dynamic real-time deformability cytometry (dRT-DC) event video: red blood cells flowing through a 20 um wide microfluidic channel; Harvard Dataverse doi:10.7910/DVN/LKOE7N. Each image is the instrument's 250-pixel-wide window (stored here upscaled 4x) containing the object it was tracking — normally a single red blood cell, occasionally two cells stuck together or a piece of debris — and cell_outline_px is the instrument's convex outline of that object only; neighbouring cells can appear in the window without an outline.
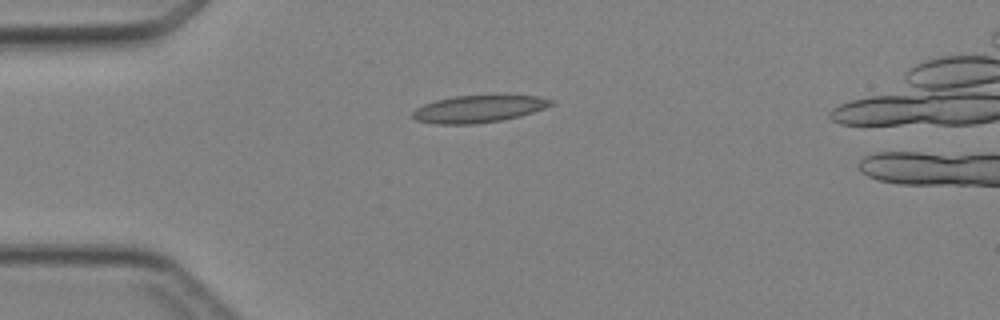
{"species": "Egyptian fruit bat (a non-hibernating species)", "species_latin": "Rousettus aegyptiacus", "temperature_condition": "cold", "stored_images_in_passage": 3, "camera_frame_rate_fps": 3000, "um_per_image_px": 0.085, "animal": {"sex": "female"}, "frame": {"image": 1, "passage_image": 1, "time_ms": 0.0, "image_size_px": [1000, 320], "cell_outline_px": [[556, 104], [520, 116], [500, 120], [472, 124], [436, 124], [416, 120], [412, 116], [412, 112], [416, 108], [424, 104], [436, 100], [452, 96], [536, 96], [552, 100]], "centroid_in_image_um": [40.65, 9.26], "position_along_channel_um": 44.4, "area_um2": 21.62}}
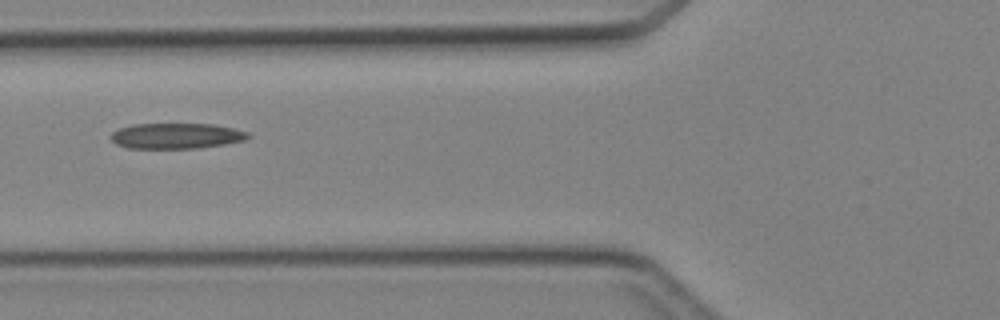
{"frame": {"image": 2, "passage_image": 3, "time_ms": 2.0, "image_size_px": [1000, 320], "cell_outline_px": [[252, 136], [244, 140], [224, 144], [196, 148], [128, 148], [116, 144], [108, 136], [112, 132], [120, 128], [132, 124], [212, 124], [232, 128], [248, 132]], "centroid_in_image_um": [14.96, 11.55], "position_along_channel_um": 110.8, "area_um2": 20.4}}